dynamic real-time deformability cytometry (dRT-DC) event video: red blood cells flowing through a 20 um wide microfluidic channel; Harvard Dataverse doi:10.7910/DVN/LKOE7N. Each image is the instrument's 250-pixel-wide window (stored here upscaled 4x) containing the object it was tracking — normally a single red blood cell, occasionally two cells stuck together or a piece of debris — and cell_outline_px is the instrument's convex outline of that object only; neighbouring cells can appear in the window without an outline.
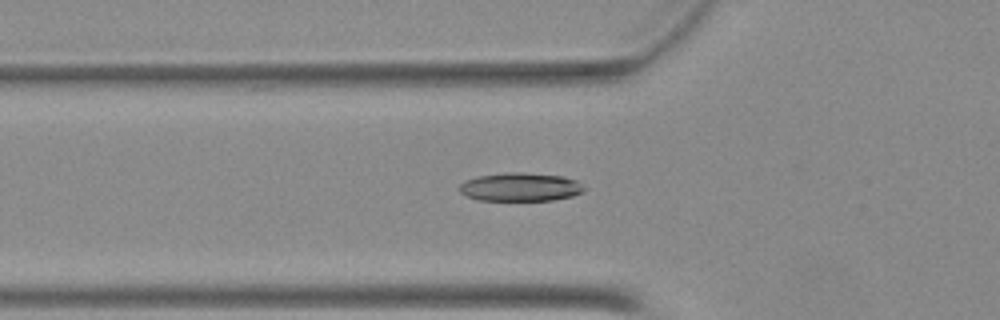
{"species": "Egyptian fruit bat (a non-hibernating species)", "species_latin": "Rousettus aegyptiacus", "temperature_condition": "warm", "stored_images_in_passage": 49, "camera_frame_rate_fps": 3000, "um_per_image_px": 0.085, "animal": {"sex": "female"}, "frame": {"image": 1, "passage_image": 17, "time_ms": 5.333, "image_size_px": [1000, 320], "cell_outline_px": [[584, 192], [572, 196], [552, 200], [480, 200], [468, 196], [460, 192], [460, 184], [464, 180], [476, 176], [504, 172], [524, 172], [564, 176], [576, 180], [584, 188]], "centroid_in_image_um": [44.22, 15.88], "position_along_channel_um": 81.6, "area_um2": 20.75}}
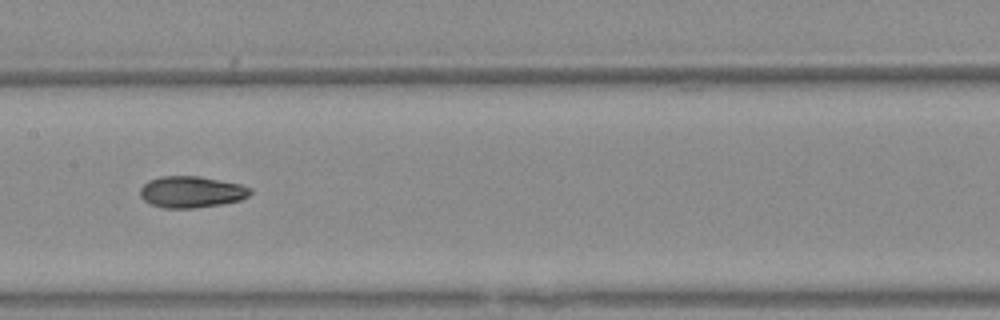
{"frame": {"image": 2, "passage_image": 25, "time_ms": 8.0, "image_size_px": [1000, 320], "cell_outline_px": [[252, 192], [248, 196], [240, 200], [220, 204], [192, 208], [164, 208], [152, 204], [144, 200], [140, 196], [140, 188], [148, 180], [160, 176], [200, 176], [240, 184], [252, 188]], "centroid_in_image_um": [16.26, 16.3], "position_along_channel_um": 191.1, "area_um2": 20.17}}
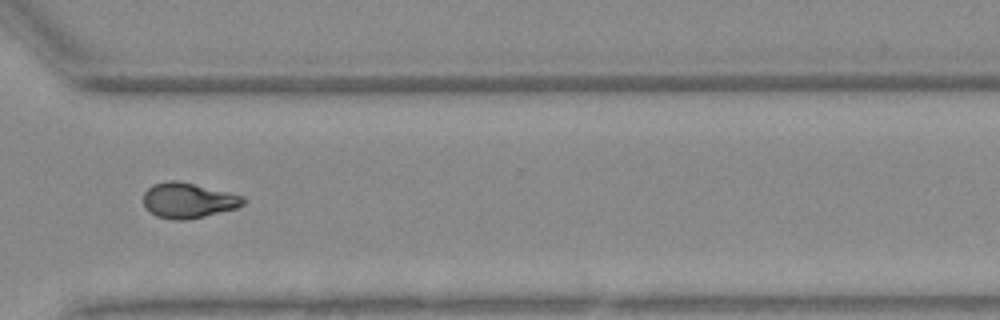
{"frame": {"image": 3, "passage_image": 37, "time_ms": 12.0, "image_size_px": [1000, 320], "cell_outline_px": [[248, 200], [244, 204], [236, 208], [204, 216], [184, 220], [172, 220], [156, 216], [148, 212], [144, 208], [144, 192], [152, 184], [168, 180], [176, 180], [244, 196]], "centroid_in_image_um": [15.97, 17.04], "position_along_channel_um": 354.6, "area_um2": 20.58}}